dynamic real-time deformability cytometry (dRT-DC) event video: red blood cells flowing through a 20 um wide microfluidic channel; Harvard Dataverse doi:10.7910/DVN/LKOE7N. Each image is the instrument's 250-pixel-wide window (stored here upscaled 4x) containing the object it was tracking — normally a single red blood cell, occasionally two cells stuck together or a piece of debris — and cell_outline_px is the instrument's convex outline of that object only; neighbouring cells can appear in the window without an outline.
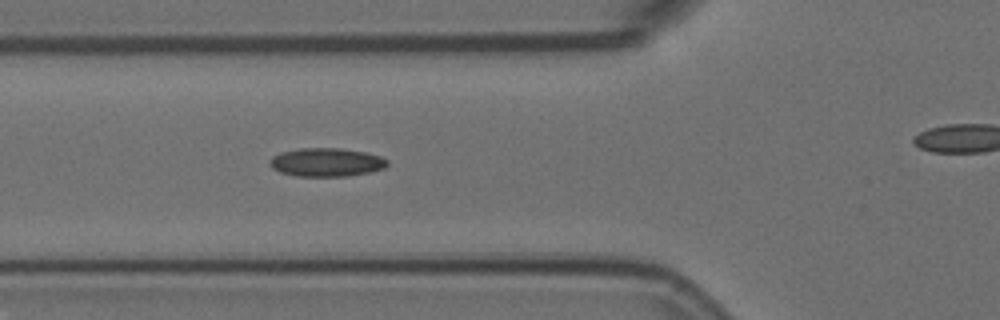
{"species": "Egyptian fruit bat (a non-hibernating species)", "species_latin": "Rousettus aegyptiacus", "temperature_condition": "room temperature", "stored_images_in_passage": 6, "segment_of_instrument_passage": [1, 2], "camera_frame_rate_fps": 3000, "um_per_image_px": 0.085, "animal": {"sex": "female"}, "frame": {"image": 1, "passage_image": 5, "time_ms": 1.333, "image_size_px": [1000, 320], "cell_outline_px": [[388, 164], [384, 168], [368, 172], [348, 176], [296, 176], [280, 172], [272, 168], [268, 164], [272, 156], [280, 152], [300, 148], [340, 148], [364, 152], [380, 156], [388, 160]], "centroid_in_image_um": [27.71, 13.79], "position_along_channel_um": 98.1, "area_um2": 19.54}}